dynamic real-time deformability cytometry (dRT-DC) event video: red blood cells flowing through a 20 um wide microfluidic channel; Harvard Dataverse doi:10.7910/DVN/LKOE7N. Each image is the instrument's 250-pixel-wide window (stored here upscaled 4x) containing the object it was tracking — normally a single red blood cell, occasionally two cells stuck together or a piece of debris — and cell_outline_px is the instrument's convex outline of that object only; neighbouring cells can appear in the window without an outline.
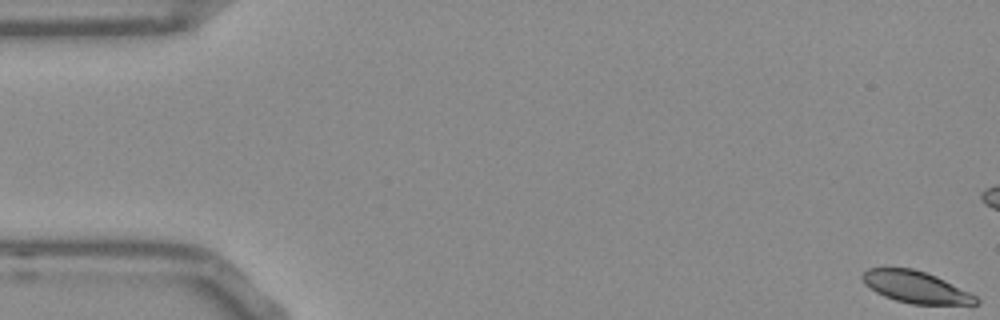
{"species": "Egyptian fruit bat (a non-hibernating species)", "species_latin": "Rousettus aegyptiacus", "temperature_condition": "room temperature", "stored_images_in_passage": 55, "camera_frame_rate_fps": 3000, "um_per_image_px": 0.085, "frame": {"image": 1, "passage_image": 1, "time_ms": 0.0, "image_size_px": [1000, 320], "cell_outline_px": [[980, 304], [912, 304], [896, 300], [884, 296], [876, 292], [864, 284], [860, 276], [868, 268], [912, 268], [936, 276], [976, 296], [980, 300]], "centroid_in_image_um": [77.81, 24.4], "position_along_channel_um": 7.2, "area_um2": 20.81}}
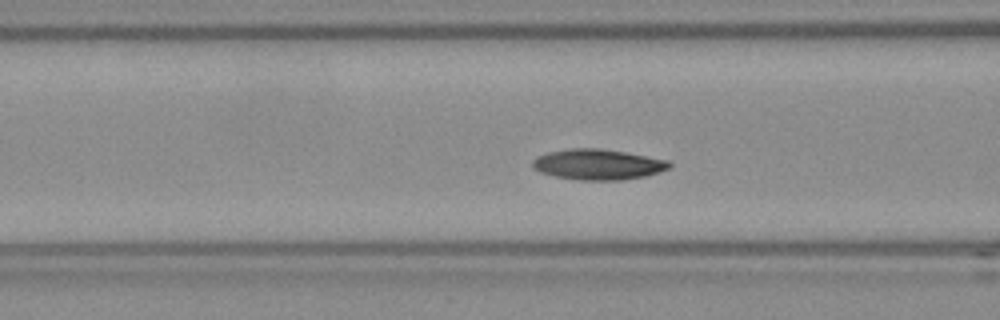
{"frame": {"image": 2, "passage_image": 21, "time_ms": 6.667, "image_size_px": [1000, 320], "cell_outline_px": [[672, 164], [668, 168], [660, 172], [644, 176], [620, 180], [580, 180], [556, 176], [540, 172], [532, 168], [532, 160], [536, 156], [548, 152], [572, 148], [600, 148], [624, 152], [668, 160]], "centroid_in_image_um": [50.79, 13.97], "position_along_channel_um": 115.8, "area_um2": 24.28}}
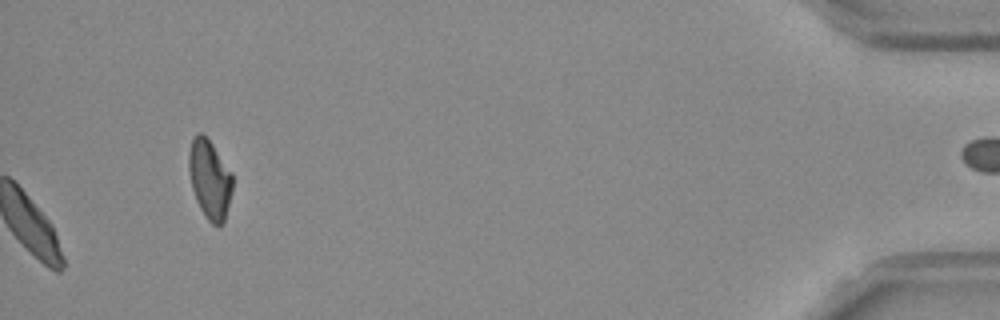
{"frame": {"image": 3, "passage_image": 55, "time_ms": 18.0, "image_size_px": [1000, 320], "cell_outline_px": [[232, 192], [224, 224], [212, 224], [208, 220], [200, 208], [196, 200], [192, 188], [188, 168], [188, 152], [192, 140], [196, 132], [200, 132], [212, 144], [232, 172]], "centroid_in_image_um": [17.82, 15.24], "position_along_channel_um": 417.4, "area_um2": 20.11}, "authors_computed_cell_mechanics": {"area_um2": 23.12, "velocity_mm_per_s": 3.7443, "shape_relaxation_time_tau1_ms": 2.9028, "shape_relaxation_time_tau2_ms": 8.7277, "deformation_change_tau1": 0.0834, "deformation_change_tau2": 0.1223}}